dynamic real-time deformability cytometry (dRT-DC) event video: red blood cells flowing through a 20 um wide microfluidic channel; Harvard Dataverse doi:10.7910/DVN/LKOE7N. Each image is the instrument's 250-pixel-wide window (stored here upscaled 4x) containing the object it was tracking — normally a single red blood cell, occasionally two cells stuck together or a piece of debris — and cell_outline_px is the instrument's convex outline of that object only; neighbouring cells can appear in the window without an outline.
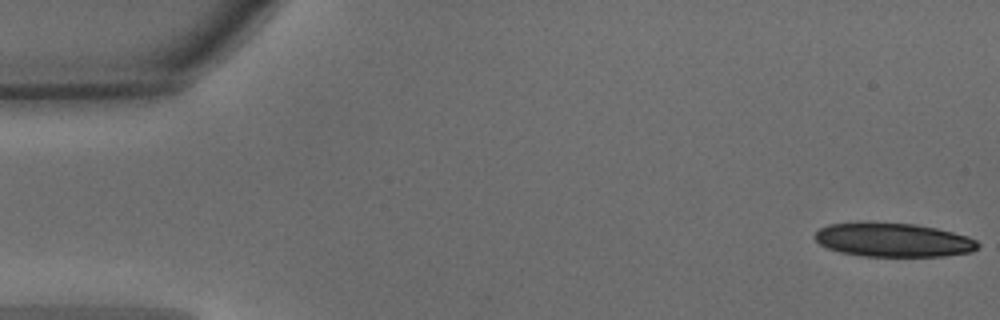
{"species": "common noctule bat (a hibernating species)", "species_latin": "Nyctalus noctula", "temperature_condition": "warm", "stored_images_in_passage": 28, "camera_frame_rate_fps": 3000, "um_per_image_px": 0.085, "animal": {"sex": "male", "body_mass_g": 15.6}, "frame": {"image": 1, "passage_image": 1, "time_ms": 0.0, "image_size_px": [1000, 320], "cell_outline_px": [[980, 244], [972, 252], [944, 256], [864, 256], [840, 252], [828, 248], [820, 244], [812, 236], [820, 228], [828, 224], [868, 220], [916, 224], [936, 228], [968, 236], [976, 240]], "centroid_in_image_um": [75.88, 20.36], "position_along_channel_um": 9.1, "area_um2": 32.83}}
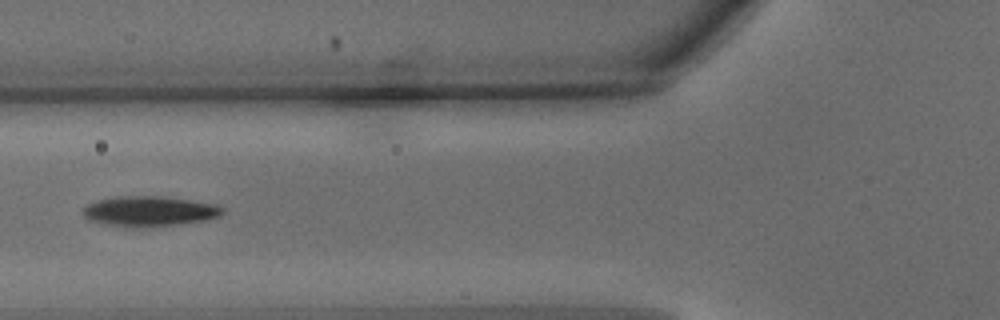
{"frame": {"image": 2, "passage_image": 19, "time_ms": 6.0, "image_size_px": [1000, 320], "cell_outline_px": [[224, 212], [220, 216], [204, 220], [180, 224], [152, 228], [132, 228], [108, 224], [88, 220], [84, 216], [84, 208], [88, 204], [100, 200], [116, 196], [160, 196], [216, 204], [224, 208]], "centroid_in_image_um": [12.72, 17.97], "position_along_channel_um": 113.1, "area_um2": 24.62}}